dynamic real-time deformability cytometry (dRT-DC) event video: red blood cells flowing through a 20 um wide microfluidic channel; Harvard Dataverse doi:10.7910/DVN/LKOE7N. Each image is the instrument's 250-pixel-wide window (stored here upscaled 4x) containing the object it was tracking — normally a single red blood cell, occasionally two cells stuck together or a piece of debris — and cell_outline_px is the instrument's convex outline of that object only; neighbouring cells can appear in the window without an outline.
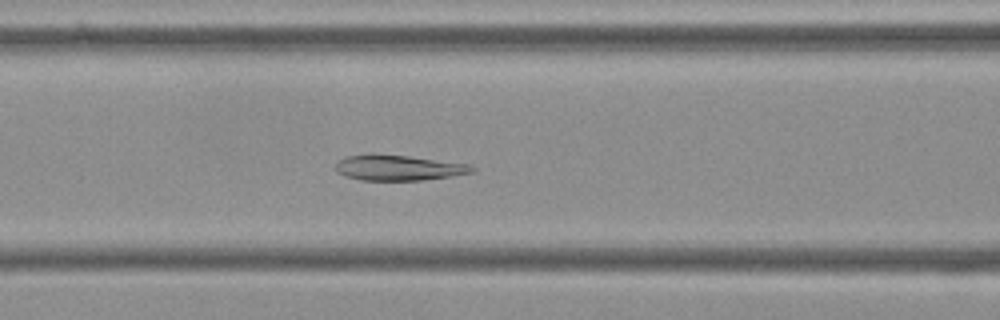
{"species": "Egyptian fruit bat (a non-hibernating species)", "species_latin": "Rousettus aegyptiacus", "temperature_condition": "cold", "stored_images_in_passage": 49, "camera_frame_rate_fps": 3000, "um_per_image_px": 0.085, "frame": {"image": 1, "passage_image": 22, "time_ms": 7.0, "image_size_px": [1000, 320], "cell_outline_px": [[476, 168], [472, 172], [448, 176], [420, 180], [360, 180], [344, 176], [336, 172], [332, 168], [336, 160], [344, 156], [372, 152], [408, 156], [468, 164]], "centroid_in_image_um": [33.69, 14.23], "position_along_channel_um": 132.9, "area_um2": 20.63}}
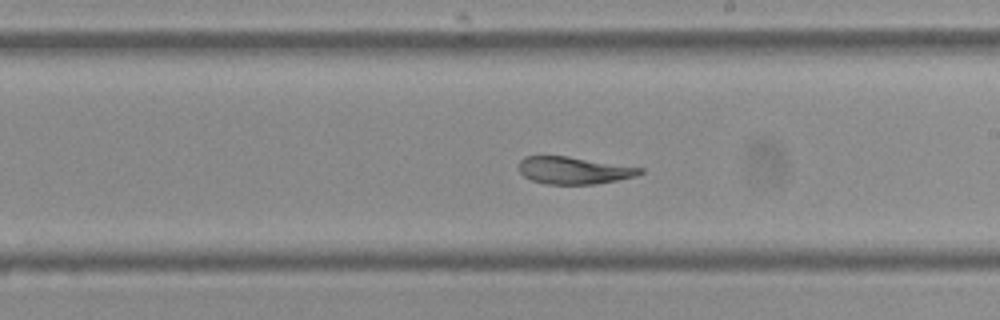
{"frame": {"image": 2, "passage_image": 31, "time_ms": 10.0, "image_size_px": [1000, 320], "cell_outline_px": [[644, 172], [636, 176], [596, 184], [544, 184], [532, 180], [524, 176], [520, 172], [520, 160], [524, 156], [568, 156], [644, 168]], "centroid_in_image_um": [48.79, 14.48], "position_along_channel_um": 240.2, "area_um2": 19.19}}
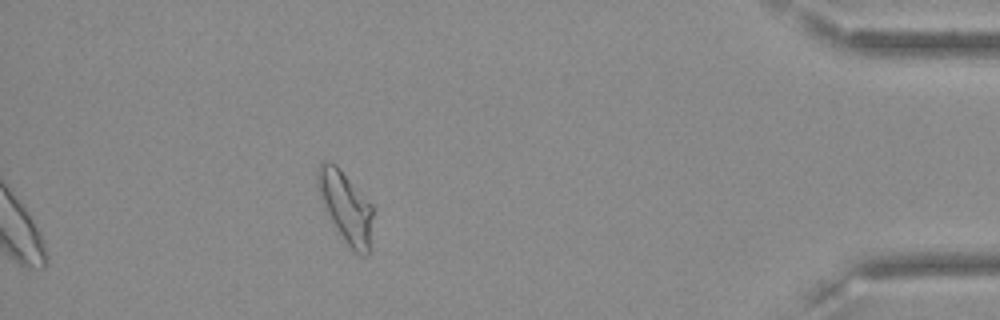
{"frame": {"image": 3, "passage_image": 49, "time_ms": 16.0, "image_size_px": [1000, 320], "cell_outline_px": [[372, 216], [368, 256], [360, 256], [352, 252], [336, 228], [324, 208], [316, 184], [316, 168], [324, 160], [328, 160], [336, 164], [340, 168], [372, 204]], "centroid_in_image_um": [29.36, 17.57], "position_along_channel_um": 405.8, "area_um2": 23.0}, "authors_computed_cell_mechanics": {"area_um2": 23.698, "velocity_mm_per_s": 3.5853, "shape_relaxation_time_tau1_ms": null, "shape_relaxation_time_tau2_ms": 4.7171, "deformation_change_tau1": null, "deformation_change_tau2": 0.0635}}